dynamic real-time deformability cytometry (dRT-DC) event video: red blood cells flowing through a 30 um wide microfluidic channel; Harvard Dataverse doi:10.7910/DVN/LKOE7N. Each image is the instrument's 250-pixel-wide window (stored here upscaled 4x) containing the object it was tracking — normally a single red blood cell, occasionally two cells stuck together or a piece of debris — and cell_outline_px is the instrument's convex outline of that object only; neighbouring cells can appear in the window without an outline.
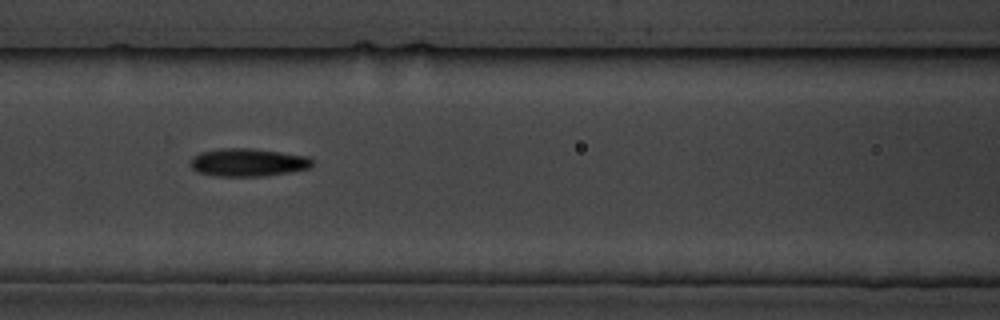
{"species": "common noctule bat (a hibernating species)", "species_latin": "Nyctalus noctula", "temperature_condition": "cold", "stored_images_in_passage": 15, "camera_frame_rate_fps": 3000, "um_per_image_px": 0.085, "animal": {"sex": "male", "body_mass_g": 19.5, "forearm_length_mm": 54.6}, "frame": {"image": 1, "passage_image": 7, "time_ms": 7.667, "image_size_px": [1000, 320], "cell_outline_px": [[312, 164], [308, 168], [288, 172], [260, 176], [216, 176], [196, 172], [192, 168], [192, 160], [200, 152], [220, 148], [252, 148], [308, 156], [312, 160]], "centroid_in_image_um": [21.06, 13.8], "position_along_channel_um": 145.5, "area_um2": 19.59}}
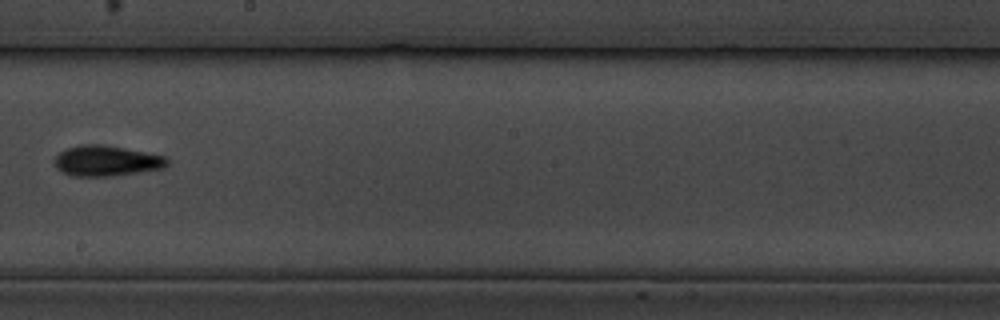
{"frame": {"image": 2, "passage_image": 9, "time_ms": 10.333, "image_size_px": [1000, 320], "cell_outline_px": [[168, 164], [164, 168], [112, 176], [72, 176], [56, 168], [56, 156], [60, 152], [68, 148], [80, 144], [96, 144], [124, 148], [168, 156]], "centroid_in_image_um": [9.08, 13.67], "position_along_channel_um": 239.1, "area_um2": 19.88}}
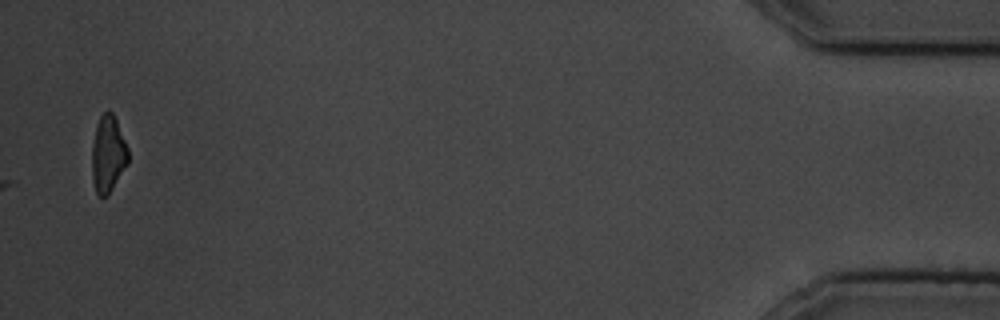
{"frame": {"image": 3, "passage_image": 15, "time_ms": 18.0, "image_size_px": [1000, 320], "cell_outline_px": [[128, 164], [108, 196], [100, 196], [96, 192], [92, 180], [92, 144], [96, 124], [100, 116], [104, 112], [112, 112], [116, 120], [128, 148]], "centroid_in_image_um": [9.18, 13.12], "position_along_channel_um": 426.0, "area_um2": 16.24}}